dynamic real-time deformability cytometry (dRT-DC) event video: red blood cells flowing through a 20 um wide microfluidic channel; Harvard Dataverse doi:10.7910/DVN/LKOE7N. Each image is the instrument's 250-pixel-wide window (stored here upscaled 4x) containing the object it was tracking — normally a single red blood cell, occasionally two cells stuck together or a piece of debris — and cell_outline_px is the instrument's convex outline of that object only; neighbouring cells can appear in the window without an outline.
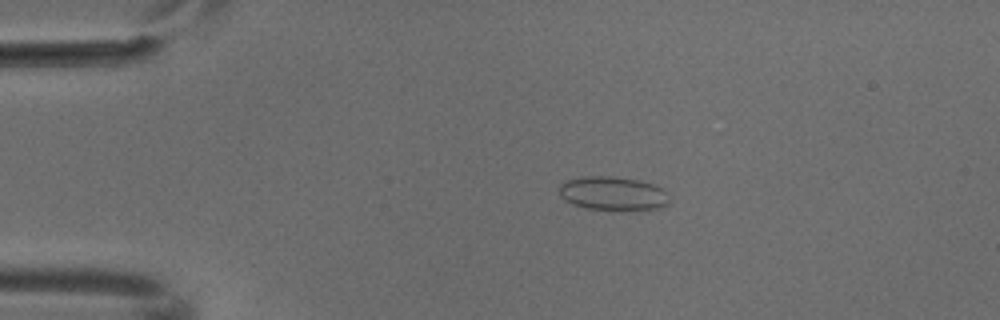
{"species": "common noctule bat (a hibernating species)", "species_latin": "Nyctalus noctula", "temperature_condition": "cold", "stored_images_in_passage": 5, "camera_frame_rate_fps": 3000, "um_per_image_px": 0.085, "animal": {"sex": "male", "body_mass_g": 18.8}, "frame": {"image": 1, "passage_image": 4, "time_ms": 1.0, "image_size_px": [1000, 320], "cell_outline_px": [[668, 204], [664, 208], [584, 208], [572, 204], [564, 200], [560, 196], [560, 184], [564, 180], [580, 176], [612, 176], [636, 180], [652, 184], [660, 188], [664, 192], [668, 200]], "centroid_in_image_um": [52.0, 16.41], "position_along_channel_um": 33.0, "area_um2": 21.1}}